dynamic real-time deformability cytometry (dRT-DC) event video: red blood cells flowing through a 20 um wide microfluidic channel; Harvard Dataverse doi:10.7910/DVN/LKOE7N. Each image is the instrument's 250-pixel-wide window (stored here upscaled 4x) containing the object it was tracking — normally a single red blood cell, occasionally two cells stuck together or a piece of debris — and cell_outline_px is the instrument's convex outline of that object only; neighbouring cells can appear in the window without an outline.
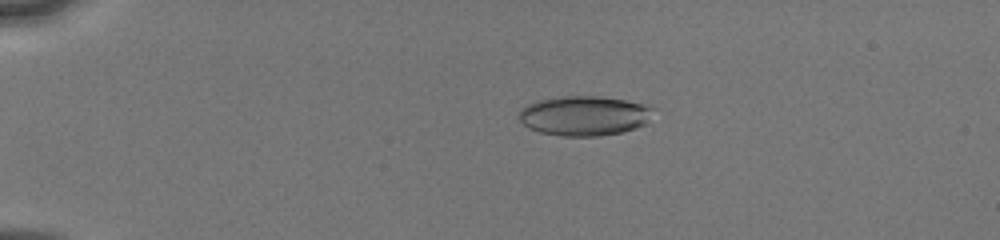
{"species": "human", "species_latin": "Homo sapiens", "temperature_condition": "cold", "stored_images_in_passage": 63, "camera_frame_rate_fps": 3000, "um_per_image_px": 0.085, "donor": {"sex": "male"}, "frame": {"image": 1, "passage_image": 8, "time_ms": 1.667, "image_size_px": [1000, 240], "cell_outline_px": [[656, 108], [648, 124], [624, 132], [600, 136], [560, 136], [540, 132], [528, 128], [520, 120], [520, 108], [536, 100], [564, 96], [600, 96], [652, 104]], "centroid_in_image_um": [49.76, 9.83], "position_along_channel_um": 35.2, "area_um2": 31.79}}
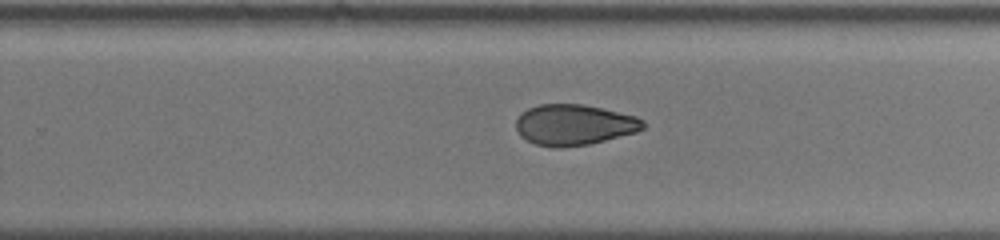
{"frame": {"image": 2, "passage_image": 42, "time_ms": 9.333, "image_size_px": [1000, 240], "cell_outline_px": [[644, 128], [636, 132], [588, 144], [560, 148], [552, 148], [536, 144], [520, 136], [516, 128], [516, 120], [528, 108], [540, 104], [584, 104], [636, 116], [644, 120]], "centroid_in_image_um": [48.79, 10.61], "position_along_channel_um": 281.0, "area_um2": 30.06}}
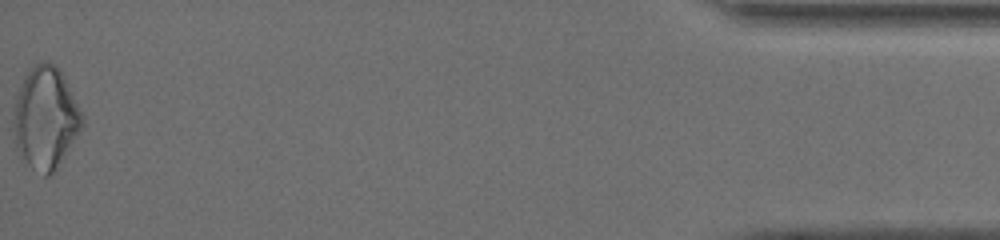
{"frame": {"image": 3, "passage_image": 62, "time_ms": 15.0, "image_size_px": [1000, 240], "cell_outline_px": [[84, 124], [80, 132], [56, 168], [48, 176], [44, 176], [32, 168], [20, 156], [16, 144], [16, 96], [24, 76], [36, 64], [52, 60], [56, 64], [84, 116]], "centroid_in_image_um": [3.91, 10.03], "position_along_channel_um": 431.3, "area_um2": 39.82}, "authors_computed_cell_mechanics": {"area_um2": 31.501, "velocity_mm_per_s": 4.0838, "shape_relaxation_time_tau1_ms": 10.1286, "shape_relaxation_time_tau2_ms": 3.8555, "deformation_change_tau1": 0.2036, "deformation_change_tau2": 0.0848}}